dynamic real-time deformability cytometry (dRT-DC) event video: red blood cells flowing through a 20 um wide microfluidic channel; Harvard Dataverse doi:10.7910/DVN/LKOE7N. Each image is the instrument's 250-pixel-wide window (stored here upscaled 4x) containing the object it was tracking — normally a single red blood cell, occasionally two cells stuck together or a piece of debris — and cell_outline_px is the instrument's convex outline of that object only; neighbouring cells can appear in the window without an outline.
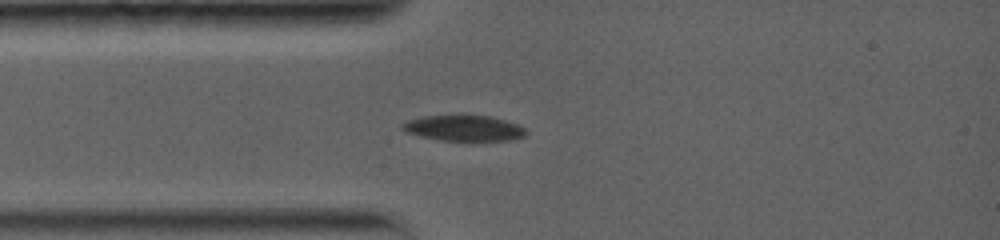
{"species": "common noctule bat (a hibernating species)", "species_latin": "Nyctalus noctula", "temperature_condition": "warm", "stored_images_in_passage": 37, "camera_frame_rate_fps": 5000, "um_per_image_px": 0.085, "animal": {"sex": "female", "body_mass_g": 19.0, "forearm_length_mm": 56.7}, "frame": {"image": 1, "passage_image": 7, "time_ms": 2.2, "image_size_px": [1000, 240], "cell_outline_px": [[528, 132], [524, 136], [508, 140], [440, 140], [420, 136], [408, 132], [400, 128], [400, 124], [408, 120], [424, 116], [460, 112], [492, 116], [516, 124], [524, 128]], "centroid_in_image_um": [39.39, 10.83], "position_along_channel_um": 45.6, "area_um2": 19.13}}
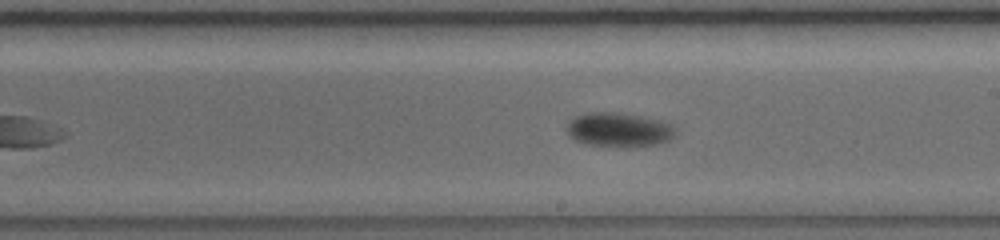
{"frame": {"image": 2, "passage_image": 21, "time_ms": 7.4, "image_size_px": [1000, 240], "cell_outline_px": [[672, 136], [668, 140], [656, 144], [584, 144], [568, 136], [568, 124], [576, 116], [588, 112], [616, 112], [640, 116], [668, 124], [672, 128]], "centroid_in_image_um": [52.5, 10.98], "position_along_channel_um": 236.5, "area_um2": 20.23}}
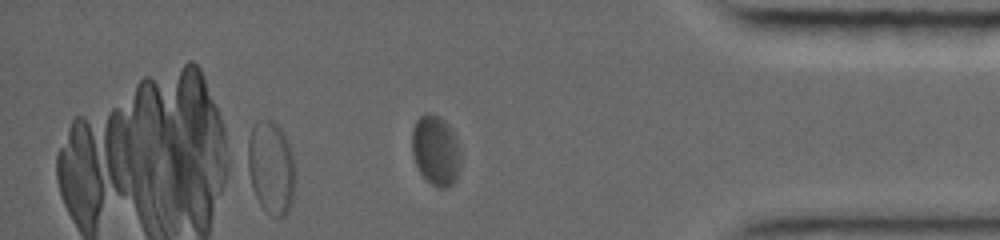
{"frame": {"image": 3, "passage_image": 37, "time_ms": 12.4, "image_size_px": [1000, 240], "cell_outline_px": [[460, 164], [456, 180], [448, 188], [440, 188], [432, 184], [420, 172], [412, 156], [412, 132], [416, 120], [424, 112], [432, 112], [440, 116], [448, 124], [456, 136], [460, 156]], "centroid_in_image_um": [37.03, 12.75], "position_along_channel_um": 398.2, "area_um2": 20.06}, "authors_computed_cell_mechanics": {"area_um2": 20.23, "velocity_mm_per_s": 3.7033, "shape_relaxation_time_tau1_ms": 4.9193, "shape_relaxation_time_tau2_ms": null, "deformation_change_tau1": 0.1376, "deformation_change_tau2": null}}